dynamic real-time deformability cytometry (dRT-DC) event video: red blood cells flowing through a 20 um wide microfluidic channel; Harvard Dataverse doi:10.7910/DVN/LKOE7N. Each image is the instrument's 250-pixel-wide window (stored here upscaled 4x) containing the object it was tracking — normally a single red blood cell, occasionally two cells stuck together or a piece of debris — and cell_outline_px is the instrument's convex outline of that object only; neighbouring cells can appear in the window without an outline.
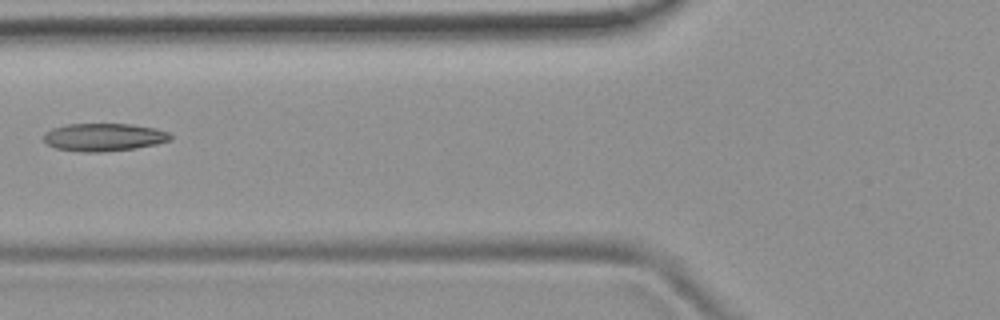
{"species": "common noctule bat (a hibernating species)", "species_latin": "Nyctalus noctula", "temperature_condition": "room temperature", "stored_images_in_passage": 4, "camera_frame_rate_fps": 3000, "um_per_image_px": 0.085, "animal": {"sex": "female", "body_mass_g": 19.9}, "frame": {"image": 1, "passage_image": 3, "time_ms": 2.333, "image_size_px": [1000, 320], "cell_outline_px": [[172, 140], [156, 144], [136, 148], [104, 152], [84, 152], [56, 148], [48, 144], [44, 140], [44, 132], [52, 128], [68, 124], [132, 124], [156, 128], [168, 132], [172, 136]], "centroid_in_image_um": [8.85, 11.66], "position_along_channel_um": 116.9, "area_um2": 20.63}}
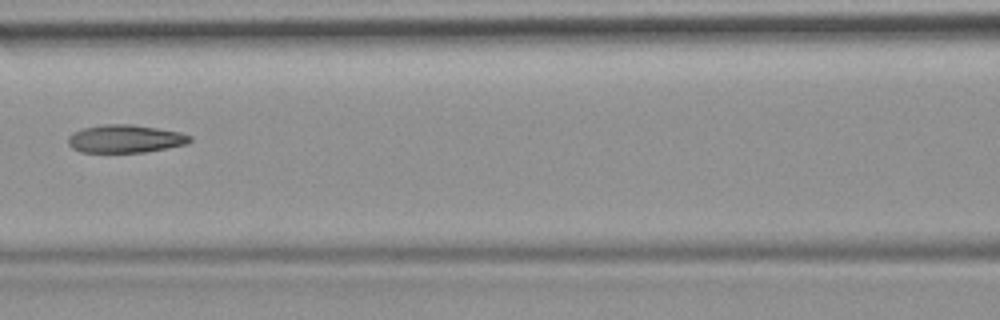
{"frame": {"image": 2, "passage_image": 4, "time_ms": 3.333, "image_size_px": [1000, 320], "cell_outline_px": [[192, 140], [188, 144], [144, 152], [80, 152], [72, 148], [68, 144], [68, 136], [72, 132], [84, 128], [104, 124], [132, 124], [180, 132], [192, 136]], "centroid_in_image_um": [10.64, 11.79], "position_along_channel_um": 156.0, "area_um2": 19.88}}